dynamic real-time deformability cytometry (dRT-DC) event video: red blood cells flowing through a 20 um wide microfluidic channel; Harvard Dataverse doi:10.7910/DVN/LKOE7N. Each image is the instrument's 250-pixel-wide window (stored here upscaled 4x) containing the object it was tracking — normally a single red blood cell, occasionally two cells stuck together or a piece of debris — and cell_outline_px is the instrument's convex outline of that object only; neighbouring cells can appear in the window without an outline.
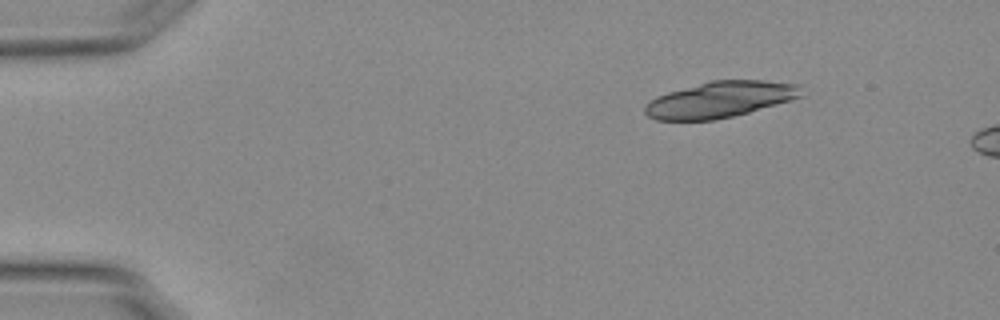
{"species": "Egyptian fruit bat (a non-hibernating species)", "species_latin": "Rousettus aegyptiacus", "temperature_condition": "warm", "stored_images_in_passage": 8, "camera_frame_rate_fps": 3000, "um_per_image_px": 0.085, "animal": {"sex": "female"}, "frame": {"image": 1, "passage_image": 1, "time_ms": 0.0, "image_size_px": [1000, 320], "cell_outline_px": [[804, 96], [792, 100], [748, 112], [732, 116], [712, 120], [656, 120], [648, 116], [644, 112], [644, 104], [648, 100], [656, 96], [668, 92], [712, 80], [764, 80], [796, 84]], "centroid_in_image_um": [61.17, 8.46], "position_along_channel_um": 23.8, "area_um2": 32.77}}